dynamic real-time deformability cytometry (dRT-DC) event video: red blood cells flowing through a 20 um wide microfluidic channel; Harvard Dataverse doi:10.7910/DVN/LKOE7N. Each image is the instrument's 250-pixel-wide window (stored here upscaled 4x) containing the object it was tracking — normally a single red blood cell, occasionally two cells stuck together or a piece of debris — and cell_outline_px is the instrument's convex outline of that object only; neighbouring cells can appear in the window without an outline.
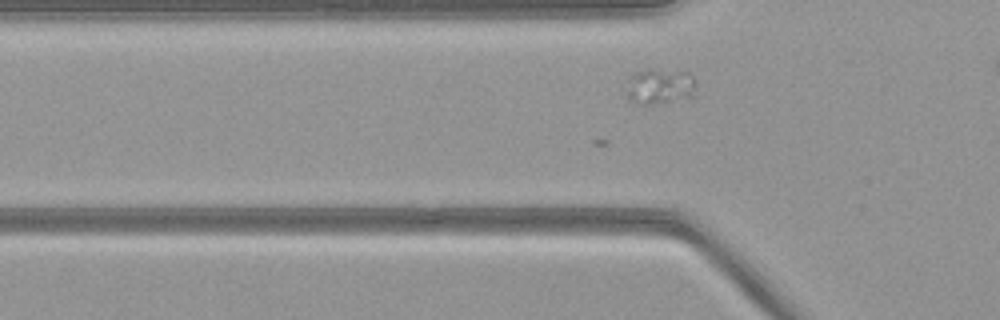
{"species": "common noctule bat (a hibernating species)", "species_latin": "Nyctalus noctula", "temperature_condition": "warm", "stored_images_in_passage": 45, "camera_frame_rate_fps": 3000, "um_per_image_px": 0.085, "animal": {"sex": "female", "body_mass_g": 21.9}, "frame": {"image": 1, "passage_image": 6, "time_ms": 1.667, "image_size_px": [1000, 320], "cell_outline_px": [[696, 88], [692, 96], [648, 104], [636, 104], [628, 96], [628, 76], [632, 72], [648, 68], [652, 68], [688, 72], [692, 76]], "centroid_in_image_um": [56.05, 7.28], "position_along_channel_um": 69.8, "area_um2": 14.33}}